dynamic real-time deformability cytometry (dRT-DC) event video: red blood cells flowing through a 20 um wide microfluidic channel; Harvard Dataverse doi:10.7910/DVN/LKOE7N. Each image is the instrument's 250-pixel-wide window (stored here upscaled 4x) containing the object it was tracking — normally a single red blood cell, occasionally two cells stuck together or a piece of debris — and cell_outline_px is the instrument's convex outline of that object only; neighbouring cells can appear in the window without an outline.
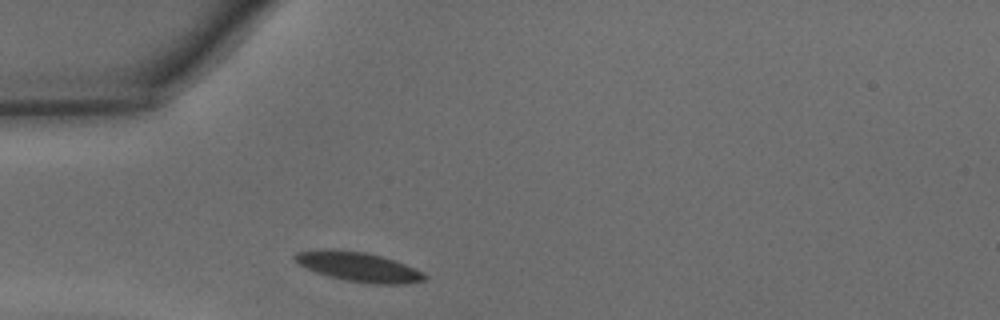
{"species": "common noctule bat (a hibernating species)", "species_latin": "Nyctalus noctula", "temperature_condition": "warm", "stored_images_in_passage": 24, "camera_frame_rate_fps": 3000, "um_per_image_px": 0.085, "animal": {"sex": "male", "body_mass_g": 15.6}, "frame": {"image": 1, "passage_image": 1, "time_ms": 0.0, "image_size_px": [1000, 320], "cell_outline_px": [[428, 276], [424, 280], [404, 284], [376, 284], [344, 280], [328, 276], [316, 272], [300, 264], [292, 256], [296, 252], [328, 248], [364, 252], [396, 260], [424, 272]], "centroid_in_image_um": [30.49, 22.67], "position_along_channel_um": 54.5, "area_um2": 22.25}}
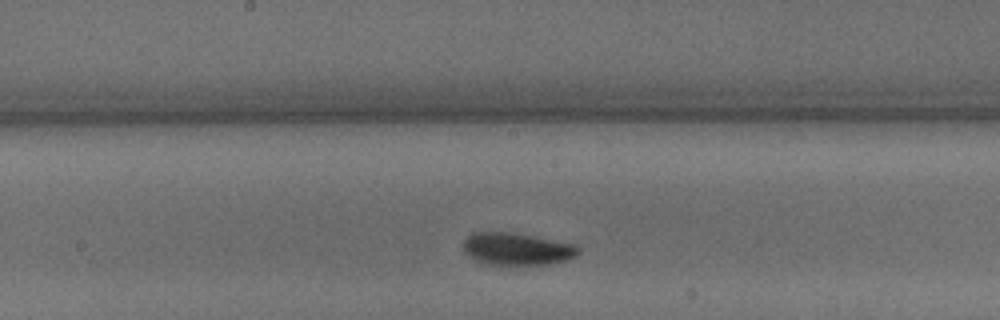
{"frame": {"image": 2, "passage_image": 12, "time_ms": 3.667, "image_size_px": [1000, 320], "cell_outline_px": [[580, 252], [576, 256], [552, 264], [480, 264], [468, 256], [464, 252], [464, 240], [472, 232], [512, 232], [572, 244], [580, 248]], "centroid_in_image_um": [43.88, 21.16], "position_along_channel_um": 204.3, "area_um2": 21.56}}
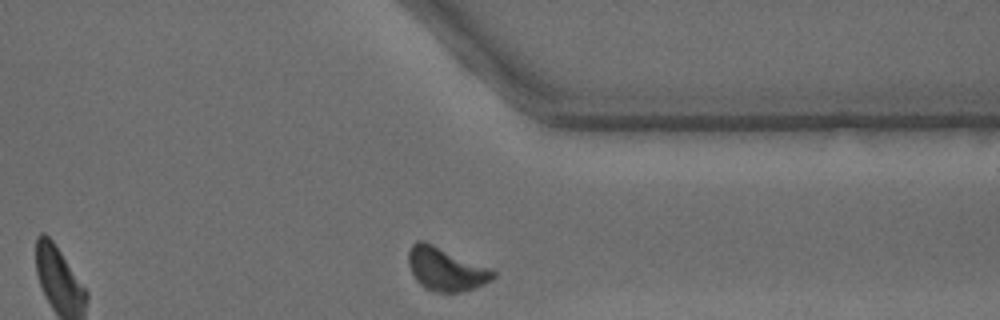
{"frame": {"image": 3, "passage_image": 24, "time_ms": 7.667, "image_size_px": [1000, 320], "cell_outline_px": [[496, 276], [492, 280], [484, 284], [472, 288], [456, 292], [436, 292], [424, 288], [416, 280], [408, 264], [408, 252], [412, 244], [416, 240], [424, 240], [492, 268], [496, 272]], "centroid_in_image_um": [37.9, 22.85], "position_along_channel_um": 373.5, "area_um2": 21.5}, "authors_computed_cell_mechanics": {"area_um2": 21.5305, "velocity_mm_per_s": 4.2895, "shape_relaxation_time_tau1_ms": 3.4368, "shape_relaxation_time_tau2_ms": null, "deformation_change_tau1": 0.1372, "deformation_change_tau2": null}}